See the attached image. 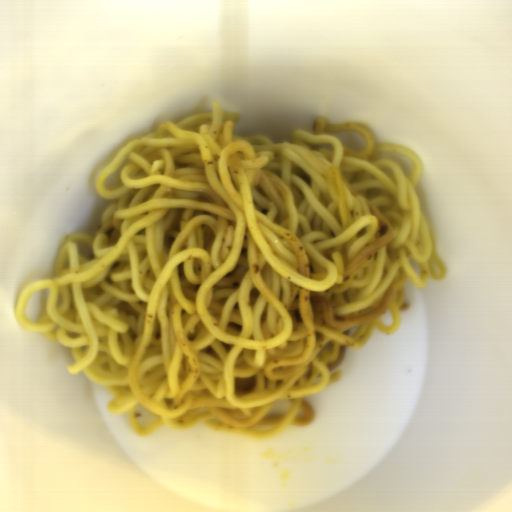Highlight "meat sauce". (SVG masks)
<instances>
[{"label": "meat sauce", "mask_w": 512, "mask_h": 512, "mask_svg": "<svg viewBox=\"0 0 512 512\" xmlns=\"http://www.w3.org/2000/svg\"><path fill=\"white\" fill-rule=\"evenodd\" d=\"M255 385H256L255 377L251 378L249 380H240V381H237L235 390H236V392L246 395V394L254 391Z\"/></svg>", "instance_id": "452cab56"}, {"label": "meat sauce", "mask_w": 512, "mask_h": 512, "mask_svg": "<svg viewBox=\"0 0 512 512\" xmlns=\"http://www.w3.org/2000/svg\"><path fill=\"white\" fill-rule=\"evenodd\" d=\"M228 326L230 327L231 330H235L238 333L242 332V327H241V325L238 322H234V321L233 322H229Z\"/></svg>", "instance_id": "419fd0ea"}, {"label": "meat sauce", "mask_w": 512, "mask_h": 512, "mask_svg": "<svg viewBox=\"0 0 512 512\" xmlns=\"http://www.w3.org/2000/svg\"><path fill=\"white\" fill-rule=\"evenodd\" d=\"M292 314H293V316H294L295 322H298V323H299V322H303V320H302V318H301V315H300V313H299V311H298V309H297V308H296V309H294V310H292Z\"/></svg>", "instance_id": "5fd34fe4"}, {"label": "meat sauce", "mask_w": 512, "mask_h": 512, "mask_svg": "<svg viewBox=\"0 0 512 512\" xmlns=\"http://www.w3.org/2000/svg\"><path fill=\"white\" fill-rule=\"evenodd\" d=\"M299 176H300V178H302V179H303V180H304L308 185H309V184H311V178L309 177V175H308V174H304V173H303V174H301V175H299Z\"/></svg>", "instance_id": "c2f84ad9"}, {"label": "meat sauce", "mask_w": 512, "mask_h": 512, "mask_svg": "<svg viewBox=\"0 0 512 512\" xmlns=\"http://www.w3.org/2000/svg\"><path fill=\"white\" fill-rule=\"evenodd\" d=\"M115 230H116V228H114V227H109V228H108V230H107V231H106V233H105V234H106V236H107V238H111V236H112V232H113V231H115Z\"/></svg>", "instance_id": "72b62399"}, {"label": "meat sauce", "mask_w": 512, "mask_h": 512, "mask_svg": "<svg viewBox=\"0 0 512 512\" xmlns=\"http://www.w3.org/2000/svg\"><path fill=\"white\" fill-rule=\"evenodd\" d=\"M387 233V230H386V227H381V229L379 230V235L380 237L385 235Z\"/></svg>", "instance_id": "88a2a4ea"}, {"label": "meat sauce", "mask_w": 512, "mask_h": 512, "mask_svg": "<svg viewBox=\"0 0 512 512\" xmlns=\"http://www.w3.org/2000/svg\"><path fill=\"white\" fill-rule=\"evenodd\" d=\"M204 351H205V353L212 354L214 350H213L212 346L210 345V346H207V348Z\"/></svg>", "instance_id": "46def485"}, {"label": "meat sauce", "mask_w": 512, "mask_h": 512, "mask_svg": "<svg viewBox=\"0 0 512 512\" xmlns=\"http://www.w3.org/2000/svg\"><path fill=\"white\" fill-rule=\"evenodd\" d=\"M232 286H233V287H235V288H237V287L239 286V282H236V281H235V282H233V283H232Z\"/></svg>", "instance_id": "676aa0a8"}]
</instances>
